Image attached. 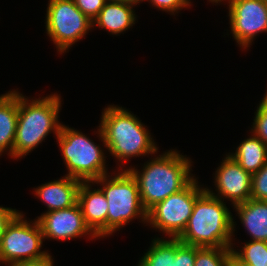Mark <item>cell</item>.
<instances>
[{"label":"cell","mask_w":267,"mask_h":266,"mask_svg":"<svg viewBox=\"0 0 267 266\" xmlns=\"http://www.w3.org/2000/svg\"><path fill=\"white\" fill-rule=\"evenodd\" d=\"M130 112L114 104L105 107L96 131L102 146L115 157V161L117 159V163L119 162V170H123V164L129 159L155 155L159 148L147 126Z\"/></svg>","instance_id":"6da1fadb"},{"label":"cell","mask_w":267,"mask_h":266,"mask_svg":"<svg viewBox=\"0 0 267 266\" xmlns=\"http://www.w3.org/2000/svg\"><path fill=\"white\" fill-rule=\"evenodd\" d=\"M154 157L144 163L141 171L135 166L126 168L137 182L146 211L185 188L195 178L191 173L192 160L178 150H168Z\"/></svg>","instance_id":"7a4b0ae2"},{"label":"cell","mask_w":267,"mask_h":266,"mask_svg":"<svg viewBox=\"0 0 267 266\" xmlns=\"http://www.w3.org/2000/svg\"><path fill=\"white\" fill-rule=\"evenodd\" d=\"M226 202L206 189L196 198L184 231L182 243L198 247L232 248L236 222Z\"/></svg>","instance_id":"3957f363"},{"label":"cell","mask_w":267,"mask_h":266,"mask_svg":"<svg viewBox=\"0 0 267 266\" xmlns=\"http://www.w3.org/2000/svg\"><path fill=\"white\" fill-rule=\"evenodd\" d=\"M28 99L18 91V119L12 151V158L16 160L35 150L51 131L57 137L62 125L58 119L62 104L60 94Z\"/></svg>","instance_id":"277c9868"},{"label":"cell","mask_w":267,"mask_h":266,"mask_svg":"<svg viewBox=\"0 0 267 266\" xmlns=\"http://www.w3.org/2000/svg\"><path fill=\"white\" fill-rule=\"evenodd\" d=\"M115 174L114 176H112ZM106 174L93 181L99 187L108 203L107 211V236L113 235L120 228L132 220L141 219L146 224L147 211L144 208L137 182L133 175L126 169L117 170V173Z\"/></svg>","instance_id":"5b68a950"},{"label":"cell","mask_w":267,"mask_h":266,"mask_svg":"<svg viewBox=\"0 0 267 266\" xmlns=\"http://www.w3.org/2000/svg\"><path fill=\"white\" fill-rule=\"evenodd\" d=\"M56 140L68 170L65 175L81 182H93L109 174L104 149L87 135L62 124Z\"/></svg>","instance_id":"8992f818"},{"label":"cell","mask_w":267,"mask_h":266,"mask_svg":"<svg viewBox=\"0 0 267 266\" xmlns=\"http://www.w3.org/2000/svg\"><path fill=\"white\" fill-rule=\"evenodd\" d=\"M43 233L35 218L27 221L20 212L7 226L0 238V263L3 265L15 262L38 261L48 258V251H41Z\"/></svg>","instance_id":"52a82bcc"},{"label":"cell","mask_w":267,"mask_h":266,"mask_svg":"<svg viewBox=\"0 0 267 266\" xmlns=\"http://www.w3.org/2000/svg\"><path fill=\"white\" fill-rule=\"evenodd\" d=\"M205 188L195 177L185 188L151 207L147 211L146 225L158 229L168 238H177L188 223L196 198Z\"/></svg>","instance_id":"ba28073f"},{"label":"cell","mask_w":267,"mask_h":266,"mask_svg":"<svg viewBox=\"0 0 267 266\" xmlns=\"http://www.w3.org/2000/svg\"><path fill=\"white\" fill-rule=\"evenodd\" d=\"M45 17V33L60 55L93 28V22L76 7L73 0H49Z\"/></svg>","instance_id":"9c48e42d"},{"label":"cell","mask_w":267,"mask_h":266,"mask_svg":"<svg viewBox=\"0 0 267 266\" xmlns=\"http://www.w3.org/2000/svg\"><path fill=\"white\" fill-rule=\"evenodd\" d=\"M226 0H219V3ZM231 34L240 48L252 45L256 35L267 33V2L265 0H227Z\"/></svg>","instance_id":"30bf717a"},{"label":"cell","mask_w":267,"mask_h":266,"mask_svg":"<svg viewBox=\"0 0 267 266\" xmlns=\"http://www.w3.org/2000/svg\"><path fill=\"white\" fill-rule=\"evenodd\" d=\"M45 239L69 240L89 236V239L99 238L86 225L78 203L67 209L44 212L37 216Z\"/></svg>","instance_id":"8fae6325"},{"label":"cell","mask_w":267,"mask_h":266,"mask_svg":"<svg viewBox=\"0 0 267 266\" xmlns=\"http://www.w3.org/2000/svg\"><path fill=\"white\" fill-rule=\"evenodd\" d=\"M224 159V160H223ZM222 159L215 171V192L205 188L211 195L230 201L235 206L251 198L252 174L245 171L230 155Z\"/></svg>","instance_id":"7c38bea8"},{"label":"cell","mask_w":267,"mask_h":266,"mask_svg":"<svg viewBox=\"0 0 267 266\" xmlns=\"http://www.w3.org/2000/svg\"><path fill=\"white\" fill-rule=\"evenodd\" d=\"M137 266H194L196 246L182 243L178 238L155 237Z\"/></svg>","instance_id":"4fadbf2b"},{"label":"cell","mask_w":267,"mask_h":266,"mask_svg":"<svg viewBox=\"0 0 267 266\" xmlns=\"http://www.w3.org/2000/svg\"><path fill=\"white\" fill-rule=\"evenodd\" d=\"M93 182H81L77 203L79 204L86 225L99 238L107 237L108 203L103 191L92 188Z\"/></svg>","instance_id":"5bb4252c"},{"label":"cell","mask_w":267,"mask_h":266,"mask_svg":"<svg viewBox=\"0 0 267 266\" xmlns=\"http://www.w3.org/2000/svg\"><path fill=\"white\" fill-rule=\"evenodd\" d=\"M80 180L64 175L34 188L35 195L47 207L46 212L67 209L77 203Z\"/></svg>","instance_id":"9a60e30c"},{"label":"cell","mask_w":267,"mask_h":266,"mask_svg":"<svg viewBox=\"0 0 267 266\" xmlns=\"http://www.w3.org/2000/svg\"><path fill=\"white\" fill-rule=\"evenodd\" d=\"M136 5L108 0L93 21L97 28L105 29L112 35H120L136 23ZM134 7V8H133Z\"/></svg>","instance_id":"2e32d148"},{"label":"cell","mask_w":267,"mask_h":266,"mask_svg":"<svg viewBox=\"0 0 267 266\" xmlns=\"http://www.w3.org/2000/svg\"><path fill=\"white\" fill-rule=\"evenodd\" d=\"M252 241L267 242V201L248 199L233 206Z\"/></svg>","instance_id":"e0dca14e"},{"label":"cell","mask_w":267,"mask_h":266,"mask_svg":"<svg viewBox=\"0 0 267 266\" xmlns=\"http://www.w3.org/2000/svg\"><path fill=\"white\" fill-rule=\"evenodd\" d=\"M18 119V90L0 95V156L8 152L12 158Z\"/></svg>","instance_id":"ac0fdd59"},{"label":"cell","mask_w":267,"mask_h":266,"mask_svg":"<svg viewBox=\"0 0 267 266\" xmlns=\"http://www.w3.org/2000/svg\"><path fill=\"white\" fill-rule=\"evenodd\" d=\"M230 155L245 171L254 174L267 162V145L252 132Z\"/></svg>","instance_id":"d6986e66"},{"label":"cell","mask_w":267,"mask_h":266,"mask_svg":"<svg viewBox=\"0 0 267 266\" xmlns=\"http://www.w3.org/2000/svg\"><path fill=\"white\" fill-rule=\"evenodd\" d=\"M243 245L239 251L234 246L231 248L232 253L241 262L253 266H267V242L249 240Z\"/></svg>","instance_id":"ffe728a7"},{"label":"cell","mask_w":267,"mask_h":266,"mask_svg":"<svg viewBox=\"0 0 267 266\" xmlns=\"http://www.w3.org/2000/svg\"><path fill=\"white\" fill-rule=\"evenodd\" d=\"M231 248L198 247L194 266H230Z\"/></svg>","instance_id":"44dd1931"},{"label":"cell","mask_w":267,"mask_h":266,"mask_svg":"<svg viewBox=\"0 0 267 266\" xmlns=\"http://www.w3.org/2000/svg\"><path fill=\"white\" fill-rule=\"evenodd\" d=\"M251 132L267 145V91L254 113Z\"/></svg>","instance_id":"7402d4cb"},{"label":"cell","mask_w":267,"mask_h":266,"mask_svg":"<svg viewBox=\"0 0 267 266\" xmlns=\"http://www.w3.org/2000/svg\"><path fill=\"white\" fill-rule=\"evenodd\" d=\"M251 199L267 201V162L259 171L252 174Z\"/></svg>","instance_id":"603a6c76"},{"label":"cell","mask_w":267,"mask_h":266,"mask_svg":"<svg viewBox=\"0 0 267 266\" xmlns=\"http://www.w3.org/2000/svg\"><path fill=\"white\" fill-rule=\"evenodd\" d=\"M108 0H73L76 7L92 22Z\"/></svg>","instance_id":"cb8c5ba5"},{"label":"cell","mask_w":267,"mask_h":266,"mask_svg":"<svg viewBox=\"0 0 267 266\" xmlns=\"http://www.w3.org/2000/svg\"><path fill=\"white\" fill-rule=\"evenodd\" d=\"M148 1L153 7L159 10L166 11L173 15L174 13H179V10L183 8H189V4L186 0H144Z\"/></svg>","instance_id":"d4e9b609"},{"label":"cell","mask_w":267,"mask_h":266,"mask_svg":"<svg viewBox=\"0 0 267 266\" xmlns=\"http://www.w3.org/2000/svg\"><path fill=\"white\" fill-rule=\"evenodd\" d=\"M20 213L19 210L0 206V238L10 222Z\"/></svg>","instance_id":"484cf974"},{"label":"cell","mask_w":267,"mask_h":266,"mask_svg":"<svg viewBox=\"0 0 267 266\" xmlns=\"http://www.w3.org/2000/svg\"><path fill=\"white\" fill-rule=\"evenodd\" d=\"M52 255H50L48 258L38 260V261H27V262H15L12 264H9L7 266H53L54 260L52 259Z\"/></svg>","instance_id":"4316f807"},{"label":"cell","mask_w":267,"mask_h":266,"mask_svg":"<svg viewBox=\"0 0 267 266\" xmlns=\"http://www.w3.org/2000/svg\"><path fill=\"white\" fill-rule=\"evenodd\" d=\"M230 266H253L247 263L241 262L233 253L230 257Z\"/></svg>","instance_id":"83f0119b"},{"label":"cell","mask_w":267,"mask_h":266,"mask_svg":"<svg viewBox=\"0 0 267 266\" xmlns=\"http://www.w3.org/2000/svg\"><path fill=\"white\" fill-rule=\"evenodd\" d=\"M110 1H119V2H127L133 5H139V3L143 2L144 0H110Z\"/></svg>","instance_id":"f1b7e54d"},{"label":"cell","mask_w":267,"mask_h":266,"mask_svg":"<svg viewBox=\"0 0 267 266\" xmlns=\"http://www.w3.org/2000/svg\"><path fill=\"white\" fill-rule=\"evenodd\" d=\"M189 4H191L192 5V3H191V0H186ZM208 1H210L212 4H218L219 3V0H208Z\"/></svg>","instance_id":"f546056e"}]
</instances>
